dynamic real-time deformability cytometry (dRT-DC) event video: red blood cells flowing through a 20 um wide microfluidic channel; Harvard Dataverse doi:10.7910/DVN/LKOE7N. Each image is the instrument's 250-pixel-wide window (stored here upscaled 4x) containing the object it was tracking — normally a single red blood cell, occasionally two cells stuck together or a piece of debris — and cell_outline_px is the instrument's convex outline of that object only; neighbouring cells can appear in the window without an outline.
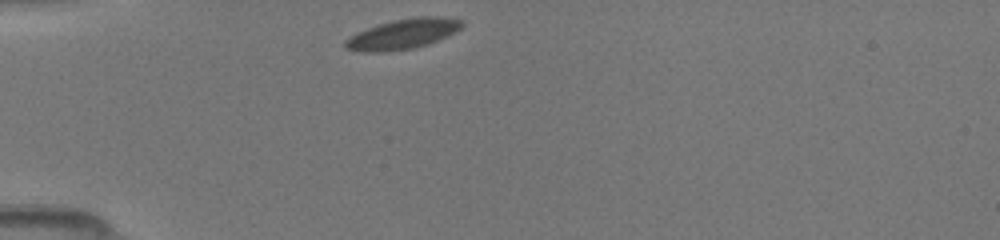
{"species": "common noctule bat (a hibernating species)", "species_latin": "Nyctalus noctula", "temperature_condition": "room temperature", "stored_images_in_passage": 38, "camera_frame_rate_fps": 3000, "um_per_image_px": 0.085, "animal": {"sex": "female", "body_mass_g": 19.5, "forearm_length_mm": 54.1}, "frame": {"image": 1, "passage_image": 1, "time_ms": 0.0, "image_size_px": [1000, 240], "cell_outline_px": [[464, 24], [460, 28], [428, 44], [412, 48], [380, 52], [364, 52], [344, 48], [344, 40], [368, 28], [380, 24], [396, 20], [420, 16], [436, 16], [460, 20]], "centroid_in_image_um": [34.21, 2.9], "position_along_channel_um": 50.8, "area_um2": 19.77}}
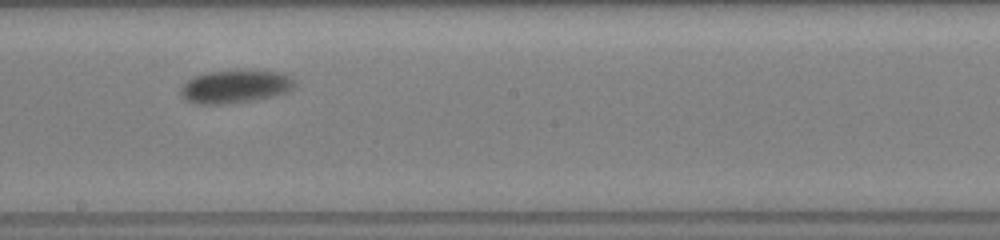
{"frame": {"image": 2, "passage_image": 16, "time_ms": 5.0, "image_size_px": [1000, 240], "cell_outline_px": [[296, 84], [288, 92], [276, 96], [252, 100], [224, 104], [196, 104], [184, 100], [180, 96], [180, 88], [188, 80], [196, 76], [208, 72], [280, 72], [288, 76]], "centroid_in_image_um": [19.95, 7.4], "position_along_channel_um": 228.3, "area_um2": 21.44}}
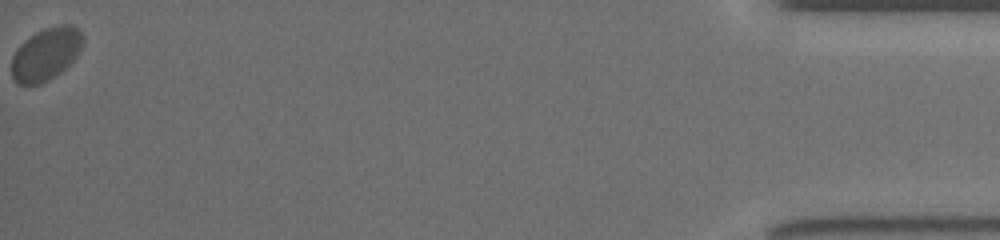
{"frame": {"image": 3, "passage_image": 38, "time_ms": 12.333, "image_size_px": [1000, 240], "cell_outline_px": [[84, 40], [76, 56], [56, 76], [40, 84], [16, 84], [12, 80], [12, 56], [36, 32], [44, 28], [56, 24], [72, 24], [84, 36]], "centroid_in_image_um": [3.92, 4.6], "position_along_channel_um": 431.3, "area_um2": 21.5}}